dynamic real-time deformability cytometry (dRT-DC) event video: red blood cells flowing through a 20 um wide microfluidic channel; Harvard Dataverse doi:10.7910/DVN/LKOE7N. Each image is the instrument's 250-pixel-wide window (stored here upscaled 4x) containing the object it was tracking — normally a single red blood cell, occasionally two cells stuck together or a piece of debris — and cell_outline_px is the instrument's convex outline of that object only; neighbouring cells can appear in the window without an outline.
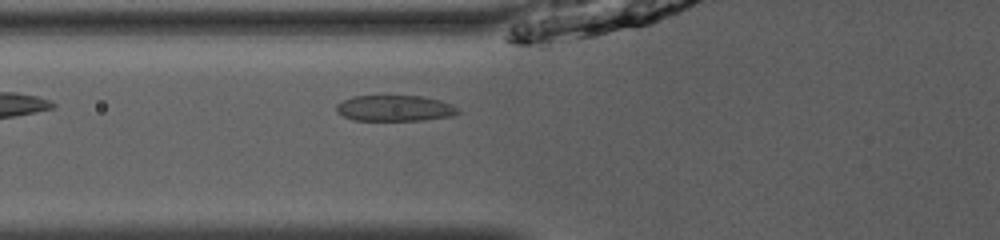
{"species": "common noctule bat (a hibernating species)", "species_latin": "Nyctalus noctula", "temperature_condition": "room temperature", "stored_images_in_passage": 35, "camera_frame_rate_fps": 3000, "um_per_image_px": 0.085, "animal": {"sex": "male", "body_mass_g": 13.0, "forearm_length_mm": 53.1}, "frame": {"image": 1, "passage_image": 4, "time_ms": 1.0, "image_size_px": [1000, 240], "cell_outline_px": [[460, 112], [452, 116], [424, 120], [352, 120], [336, 112], [336, 104], [352, 96], [420, 96], [440, 100], [452, 104], [460, 108]], "centroid_in_image_um": [33.58, 9.2], "position_along_channel_um": 92.2, "area_um2": 18.44}}
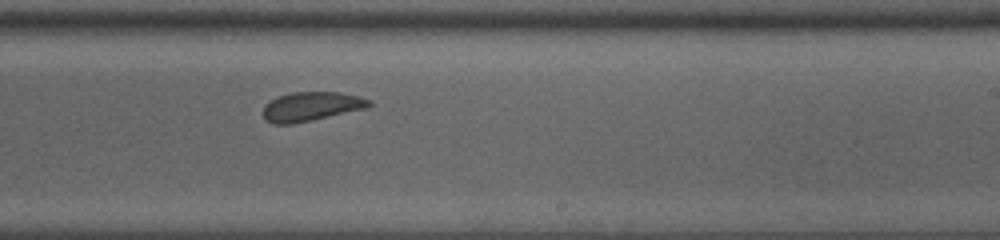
{"frame": {"image": 2, "passage_image": 17, "time_ms": 5.333, "image_size_px": [1000, 240], "cell_outline_px": [[372, 104], [368, 108], [292, 124], [272, 124], [264, 120], [264, 104], [280, 96], [292, 92], [340, 92], [372, 100]], "centroid_in_image_um": [26.46, 9.05], "position_along_channel_um": 262.5, "area_um2": 17.92}}
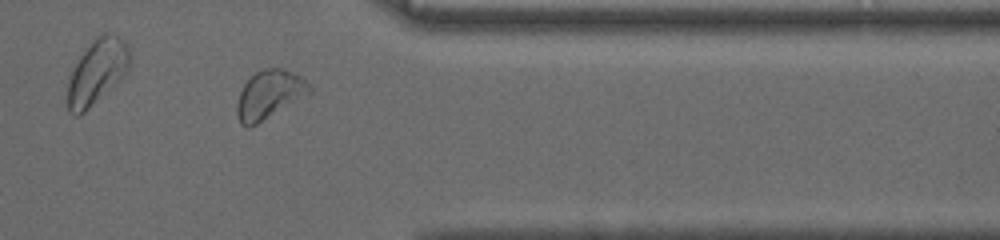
{"frame": {"image": 3, "passage_image": 27, "time_ms": 8.667, "image_size_px": [1000, 240], "cell_outline_px": [[312, 92], [256, 124], [248, 128], [240, 124], [236, 112], [236, 104], [240, 92], [244, 84], [256, 72], [264, 68], [284, 68], [300, 76], [312, 88]], "centroid_in_image_um": [22.87, 8.04], "position_along_channel_um": 388.5, "area_um2": 20.23}, "authors_computed_cell_mechanics": {"area_um2": 18.6116, "velocity_mm_per_s": 3.924, "shape_relaxation_time_tau1_ms": 2.3246, "shape_relaxation_time_tau2_ms": 0.9149, "deformation_change_tau1": 0.0798, "deformation_change_tau2": 0.0696}}